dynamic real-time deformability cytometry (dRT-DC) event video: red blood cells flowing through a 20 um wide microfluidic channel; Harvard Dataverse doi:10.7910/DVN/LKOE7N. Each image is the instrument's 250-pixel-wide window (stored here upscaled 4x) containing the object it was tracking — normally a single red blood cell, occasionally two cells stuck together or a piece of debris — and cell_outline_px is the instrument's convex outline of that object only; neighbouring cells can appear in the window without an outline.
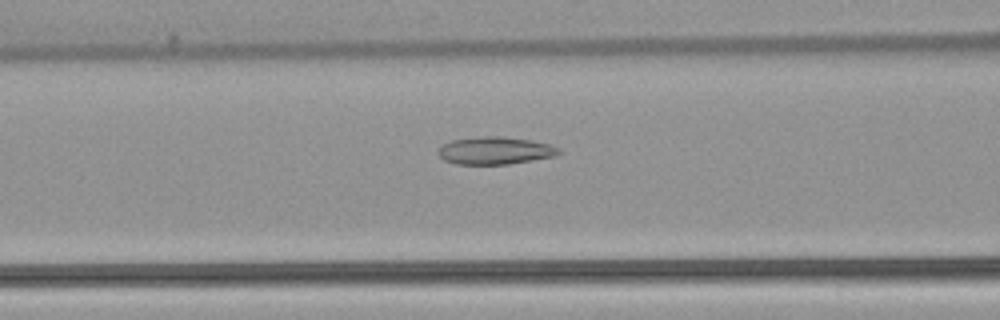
{"species": "common noctule bat (a hibernating species)", "species_latin": "Nyctalus noctula", "temperature_condition": "warm", "stored_images_in_passage": 53, "camera_frame_rate_fps": 3000, "um_per_image_px": 0.085, "animal": {"sex": "female", "body_mass_g": 22.7, "forearm_length_mm": 54.2}, "frame": {"image": 1, "passage_image": 22, "time_ms": 7.0, "image_size_px": [1000, 320], "cell_outline_px": [[560, 152], [556, 156], [508, 164], [456, 164], [444, 160], [436, 152], [444, 144], [452, 140], [480, 136], [504, 136], [532, 140], [548, 144], [560, 148]], "centroid_in_image_um": [42.09, 12.79], "position_along_channel_um": 124.5, "area_um2": 19.36}}
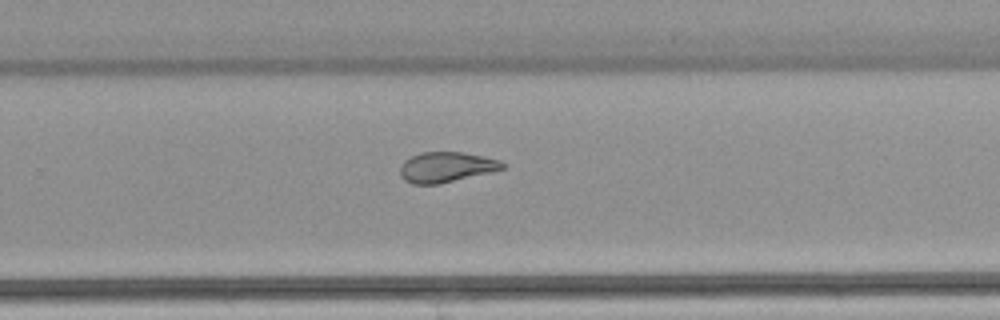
{"frame": {"image": 2, "passage_image": 35, "time_ms": 11.333, "image_size_px": [1000, 320], "cell_outline_px": [[504, 168], [492, 172], [440, 184], [412, 184], [404, 180], [400, 176], [400, 164], [404, 160], [420, 152], [464, 152], [500, 160], [504, 164]], "centroid_in_image_um": [37.9, 14.21], "position_along_channel_um": 291.9, "area_um2": 18.21}}
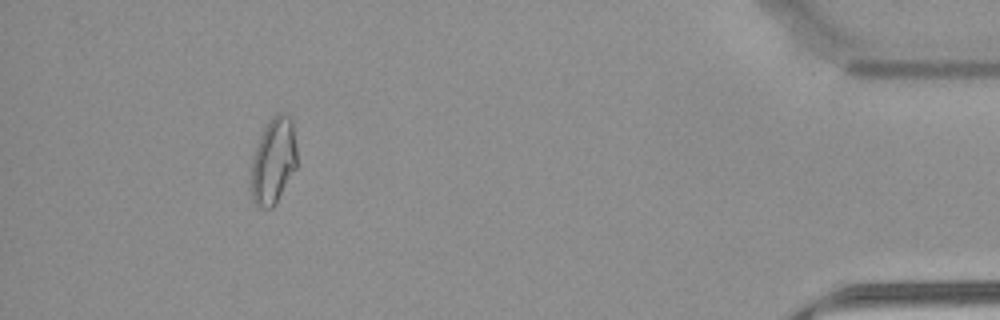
{"frame": {"image": 3, "passage_image": 49, "time_ms": 16.0, "image_size_px": [1000, 320], "cell_outline_px": [[296, 168], [276, 204], [272, 208], [256, 208], [252, 200], [252, 156], [260, 136], [264, 128], [272, 116], [276, 112], [280, 112], [288, 116], [292, 120], [296, 144]], "centroid_in_image_um": [23.24, 13.69], "position_along_channel_um": 412.0, "area_um2": 23.12}, "authors_computed_cell_mechanics": {"area_um2": 21.7328, "velocity_mm_per_s": 3.8683, "shape_relaxation_time_tau1_ms": null, "shape_relaxation_time_tau2_ms": 1.7599, "deformation_change_tau1": null, "deformation_change_tau2": 0.0926}}